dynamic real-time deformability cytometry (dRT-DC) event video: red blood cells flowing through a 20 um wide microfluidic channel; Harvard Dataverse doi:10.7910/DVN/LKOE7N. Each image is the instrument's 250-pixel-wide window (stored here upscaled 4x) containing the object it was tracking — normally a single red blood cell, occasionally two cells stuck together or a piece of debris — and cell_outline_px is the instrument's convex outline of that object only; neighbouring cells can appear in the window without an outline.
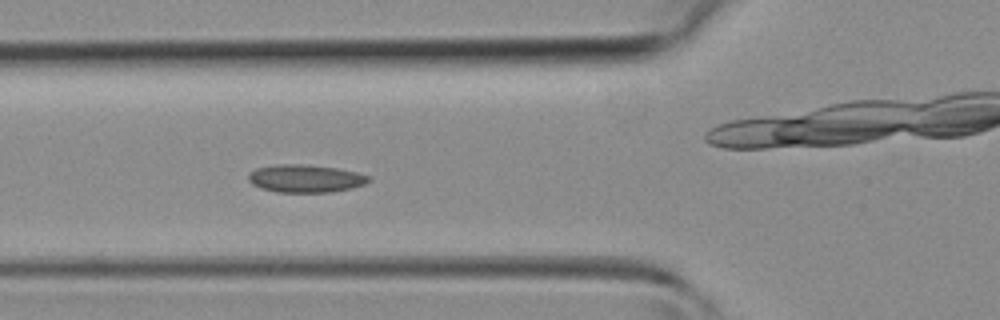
{"species": "common noctule bat (a hibernating species)", "species_latin": "Nyctalus noctula", "temperature_condition": "room temperature", "stored_images_in_passage": 34, "camera_frame_rate_fps": 3000, "um_per_image_px": 0.085, "animal": {"sex": "female", "body_mass_g": 19.3, "forearm_length_mm": 54.1}, "frame": {"image": 1, "passage_image": 10, "time_ms": 3.0, "image_size_px": [1000, 320], "cell_outline_px": [[372, 180], [364, 184], [352, 188], [332, 192], [276, 192], [260, 188], [252, 184], [248, 180], [248, 172], [256, 168], [276, 164], [300, 164], [336, 168], [356, 172], [372, 176]], "centroid_in_image_um": [25.96, 15.17], "position_along_channel_um": 99.8, "area_um2": 19.65}}